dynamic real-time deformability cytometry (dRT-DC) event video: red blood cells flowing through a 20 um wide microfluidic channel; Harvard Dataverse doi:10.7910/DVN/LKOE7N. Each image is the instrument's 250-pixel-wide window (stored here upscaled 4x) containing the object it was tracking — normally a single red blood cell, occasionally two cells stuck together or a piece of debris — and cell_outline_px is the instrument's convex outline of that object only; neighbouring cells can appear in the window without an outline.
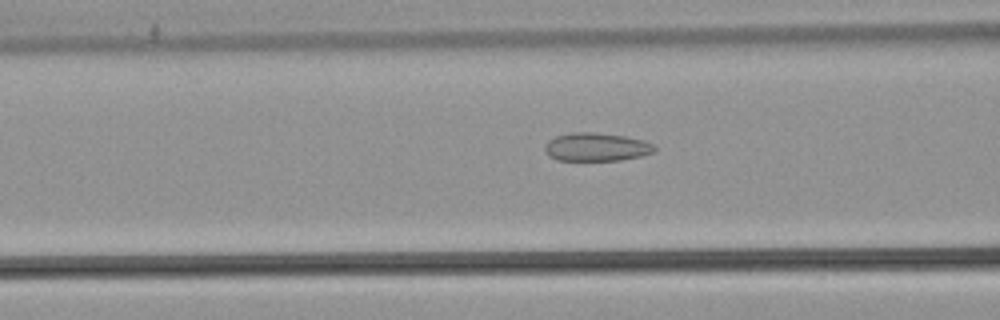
{"species": "common noctule bat (a hibernating species)", "species_latin": "Nyctalus noctula", "temperature_condition": "warm", "stored_images_in_passage": 32, "camera_frame_rate_fps": 3000, "um_per_image_px": 0.085, "animal": {"sex": "male", "body_mass_g": 21.5, "forearm_length_mm": 52.0}, "frame": {"image": 1, "passage_image": 5, "time_ms": 1.333, "image_size_px": [1000, 320], "cell_outline_px": [[656, 152], [640, 156], [620, 160], [556, 160], [548, 156], [544, 152], [544, 144], [548, 140], [556, 136], [572, 132], [596, 132], [624, 136], [644, 140], [652, 144], [656, 148]], "centroid_in_image_um": [50.66, 12.49], "position_along_channel_um": 115.9, "area_um2": 18.26}}
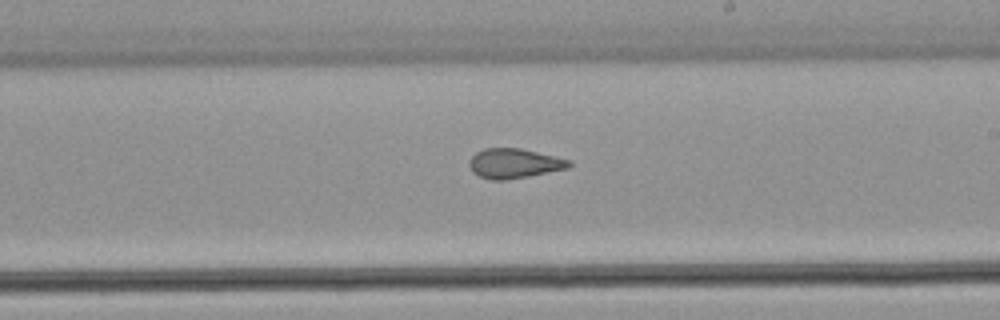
{"frame": {"image": 2, "passage_image": 15, "time_ms": 4.667, "image_size_px": [1000, 320], "cell_outline_px": [[572, 164], [568, 168], [508, 180], [492, 180], [480, 176], [472, 172], [468, 164], [468, 160], [476, 152], [484, 148], [520, 148], [572, 160]], "centroid_in_image_um": [43.69, 13.89], "position_along_channel_um": 245.3, "area_um2": 17.34}}
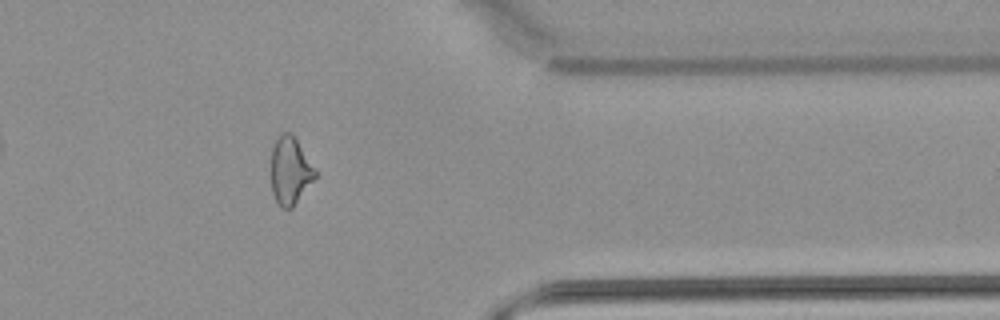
{"frame": {"image": 3, "passage_image": 27, "time_ms": 8.667, "image_size_px": [1000, 320], "cell_outline_px": [[316, 176], [292, 208], [280, 208], [272, 192], [272, 148], [276, 140], [284, 132], [292, 132], [316, 172]], "centroid_in_image_um": [24.65, 14.52], "position_along_channel_um": 386.8, "area_um2": 16.88}}